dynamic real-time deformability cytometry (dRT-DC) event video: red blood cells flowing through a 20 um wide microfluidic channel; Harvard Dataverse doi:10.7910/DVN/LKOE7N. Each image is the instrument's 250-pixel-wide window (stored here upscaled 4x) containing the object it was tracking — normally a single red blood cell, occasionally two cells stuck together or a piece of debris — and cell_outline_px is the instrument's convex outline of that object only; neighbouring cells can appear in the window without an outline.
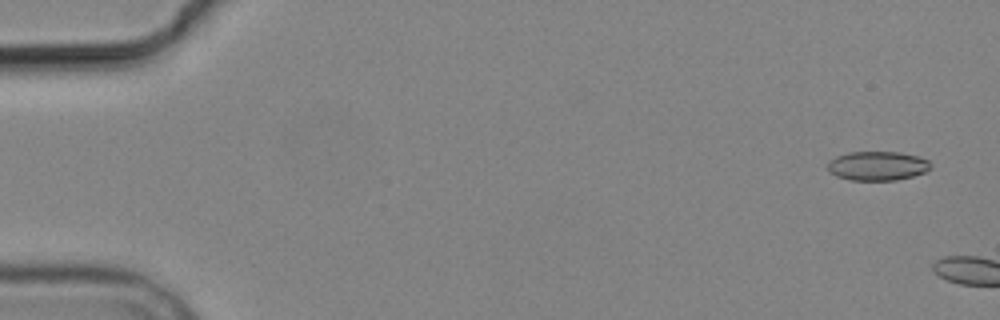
{"species": "common noctule bat (a hibernating species)", "species_latin": "Nyctalus noctula", "temperature_condition": "cold", "stored_images_in_passage": 2, "camera_frame_rate_fps": 3000, "um_per_image_px": 0.085, "animal": {"sex": "male", "body_mass_g": 19.2, "forearm_length_mm": 51.8}, "frame": {"image": 1, "passage_image": 1, "time_ms": 0.0, "image_size_px": [1000, 320], "cell_outline_px": [[932, 168], [924, 172], [912, 176], [896, 180], [852, 180], [836, 176], [828, 172], [828, 160], [836, 156], [848, 152], [900, 152], [920, 156], [928, 160], [932, 164]], "centroid_in_image_um": [74.59, 14.09], "position_along_channel_um": 10.4, "area_um2": 17.69}}